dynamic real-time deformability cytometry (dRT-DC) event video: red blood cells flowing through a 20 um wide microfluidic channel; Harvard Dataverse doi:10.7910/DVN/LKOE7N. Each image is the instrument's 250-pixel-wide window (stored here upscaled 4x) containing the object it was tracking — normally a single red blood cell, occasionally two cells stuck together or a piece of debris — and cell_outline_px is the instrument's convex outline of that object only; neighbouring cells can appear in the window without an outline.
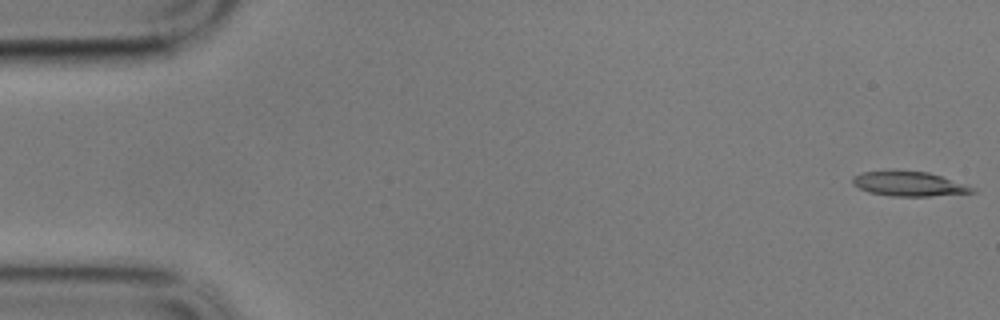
{"species": "common noctule bat (a hibernating species)", "species_latin": "Nyctalus noctula", "temperature_condition": "cold", "stored_images_in_passage": 58, "camera_frame_rate_fps": 3000, "um_per_image_px": 0.085, "animal": {"sex": "male", "body_mass_g": 17.9}, "frame": {"image": 1, "passage_image": 1, "time_ms": 0.0, "image_size_px": [1000, 320], "cell_outline_px": [[976, 192], [928, 196], [892, 196], [868, 192], [852, 184], [852, 176], [860, 172], [896, 168], [928, 172], [976, 188]], "centroid_in_image_um": [77.17, 15.58], "position_along_channel_um": 7.8, "area_um2": 17.63}}
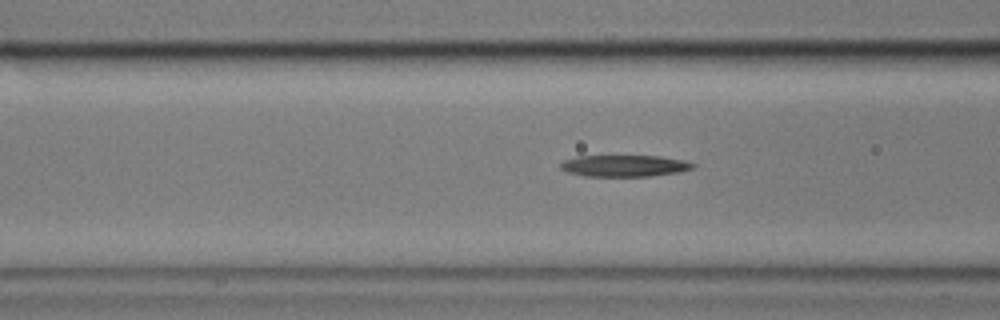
{"frame": {"image": 2, "passage_image": 22, "time_ms": 7.0, "image_size_px": [1000, 320], "cell_outline_px": [[696, 164], [692, 168], [680, 172], [648, 176], [584, 176], [568, 172], [560, 168], [560, 164], [564, 160], [576, 156], [660, 156], [684, 160]], "centroid_in_image_um": [53.07, 14.09], "position_along_channel_um": 113.5, "area_um2": 16.59}}
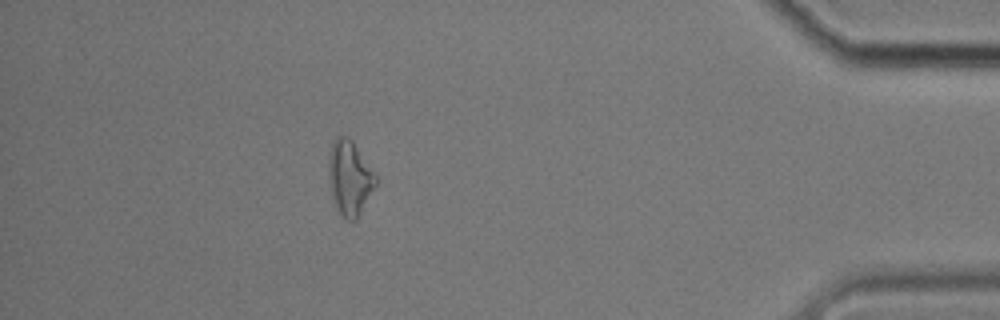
{"frame": {"image": 3, "passage_image": 52, "time_ms": 17.0, "image_size_px": [1000, 320], "cell_outline_px": [[376, 184], [356, 220], [348, 220], [336, 208], [332, 200], [328, 176], [328, 152], [332, 140], [336, 136], [348, 136], [352, 140], [376, 176]], "centroid_in_image_um": [29.67, 15.08], "position_along_channel_um": 405.5, "area_um2": 20.4}, "authors_computed_cell_mechanics": {"area_um2": 17.4845, "velocity_mm_per_s": 3.3991, "shape_relaxation_time_tau1_ms": null, "shape_relaxation_time_tau2_ms": 4.6034, "deformation_change_tau1": null, "deformation_change_tau2": 0.1833}}